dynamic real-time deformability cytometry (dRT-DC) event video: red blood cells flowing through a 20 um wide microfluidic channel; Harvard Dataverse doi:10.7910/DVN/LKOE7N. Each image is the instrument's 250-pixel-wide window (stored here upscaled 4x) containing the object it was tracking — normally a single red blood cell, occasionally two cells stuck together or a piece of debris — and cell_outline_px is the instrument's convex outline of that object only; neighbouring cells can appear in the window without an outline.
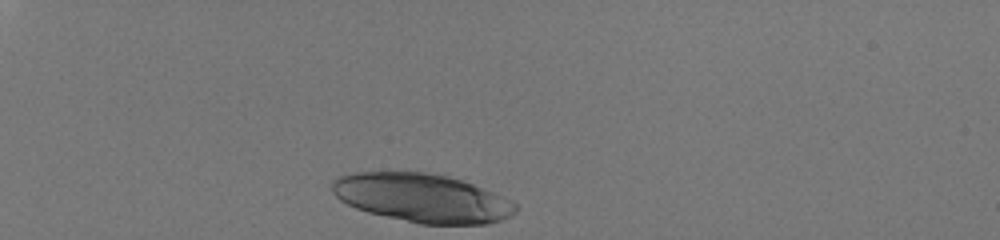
{"species": "human", "species_latin": "Homo sapiens", "temperature_condition": "room temperature", "stored_images_in_passage": 32, "segment_of_instrument_passage": [1, 2], "camera_frame_rate_fps": 3000, "um_per_image_px": 0.085, "donor": {"sex": "male"}, "frame": {"image": 1, "passage_image": 1, "time_ms": 0.0, "image_size_px": [1000, 240], "cell_outline_px": [[516, 212], [500, 220], [488, 224], [420, 224], [368, 212], [356, 208], [340, 200], [332, 192], [332, 180], [336, 176], [356, 172], [428, 172], [448, 176], [472, 184], [512, 200], [516, 204]], "centroid_in_image_um": [35.85, 16.82], "position_along_channel_um": 49.1, "area_um2": 51.85}}